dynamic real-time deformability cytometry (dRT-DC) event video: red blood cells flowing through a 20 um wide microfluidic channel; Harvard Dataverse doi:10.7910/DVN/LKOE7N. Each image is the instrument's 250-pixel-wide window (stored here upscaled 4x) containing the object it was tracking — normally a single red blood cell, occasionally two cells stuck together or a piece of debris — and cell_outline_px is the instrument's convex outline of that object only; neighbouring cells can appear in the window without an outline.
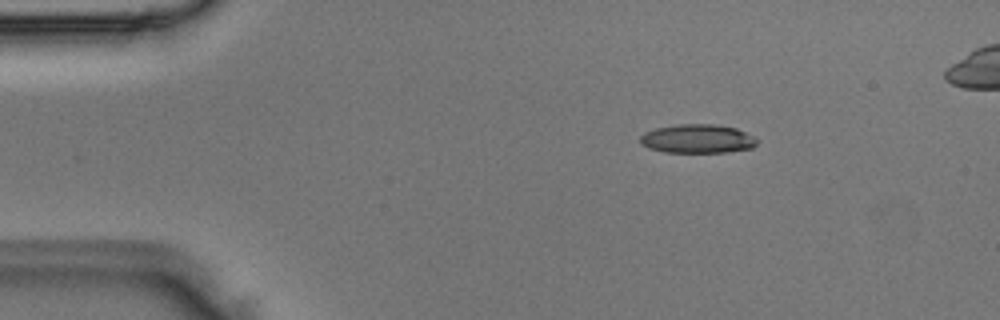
{"species": "Egyptian fruit bat (a non-hibernating species)", "species_latin": "Rousettus aegyptiacus", "temperature_condition": "room temperature", "stored_images_in_passage": 5, "camera_frame_rate_fps": 3000, "um_per_image_px": 0.085, "animal": {"sex": "male"}, "frame": {"image": 1, "passage_image": 3, "time_ms": 0.667, "image_size_px": [1000, 320], "cell_outline_px": [[756, 144], [752, 148], [728, 152], [664, 152], [648, 148], [640, 144], [640, 136], [644, 132], [656, 128], [676, 124], [716, 124], [736, 128], [756, 136]], "centroid_in_image_um": [59.28, 11.79], "position_along_channel_um": 25.7, "area_um2": 19.83}}